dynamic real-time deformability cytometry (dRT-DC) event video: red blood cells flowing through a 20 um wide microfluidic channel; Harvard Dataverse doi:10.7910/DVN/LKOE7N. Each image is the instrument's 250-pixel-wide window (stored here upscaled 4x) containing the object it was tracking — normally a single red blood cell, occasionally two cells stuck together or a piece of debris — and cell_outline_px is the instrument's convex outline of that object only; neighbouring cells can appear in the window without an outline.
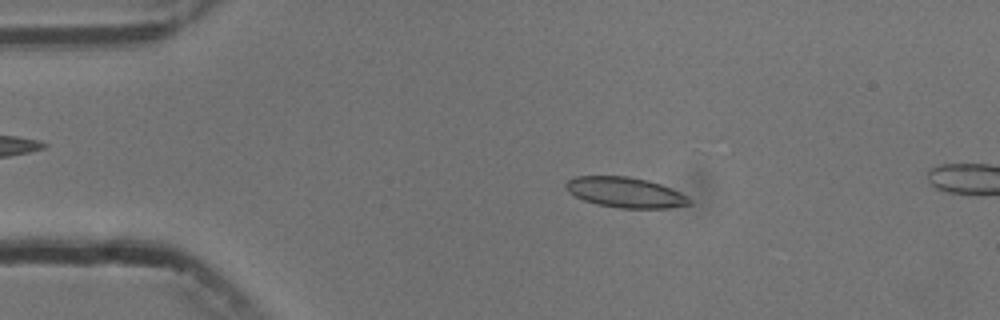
{"species": "common noctule bat (a hibernating species)", "species_latin": "Nyctalus noctula", "temperature_condition": "cold", "stored_images_in_passage": 4, "camera_frame_rate_fps": 3000, "um_per_image_px": 0.085, "animal": {"sex": "male", "body_mass_g": 13.3}, "frame": {"image": 1, "passage_image": 3, "time_ms": 2.333, "image_size_px": [1000, 320], "cell_outline_px": [[692, 204], [668, 208], [620, 208], [596, 204], [584, 200], [568, 192], [564, 184], [568, 180], [576, 176], [628, 176], [648, 180], [660, 184], [680, 192], [688, 196], [692, 200]], "centroid_in_image_um": [53.17, 16.35], "position_along_channel_um": 31.8, "area_um2": 21.91}}